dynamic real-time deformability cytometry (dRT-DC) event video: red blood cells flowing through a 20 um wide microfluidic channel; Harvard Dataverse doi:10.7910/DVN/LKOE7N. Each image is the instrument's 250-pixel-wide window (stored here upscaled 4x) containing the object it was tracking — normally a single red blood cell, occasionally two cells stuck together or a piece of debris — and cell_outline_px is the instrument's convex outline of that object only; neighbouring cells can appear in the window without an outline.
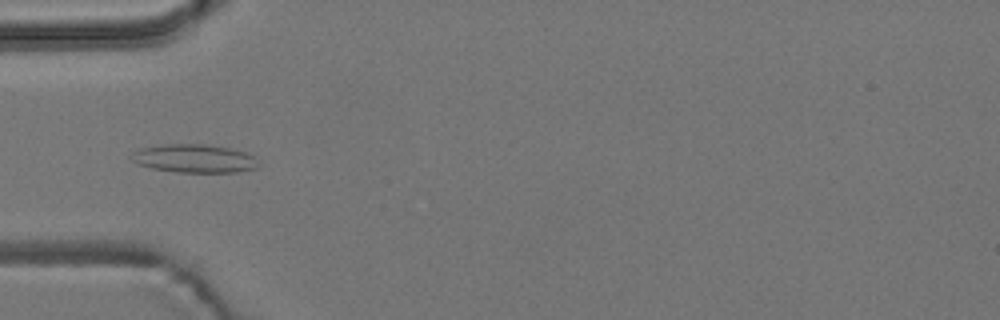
{"species": "common noctule bat (a hibernating species)", "species_latin": "Nyctalus noctula", "temperature_condition": "room temperature", "stored_images_in_passage": 8, "camera_frame_rate_fps": 3000, "um_per_image_px": 0.085, "animal": {"sex": "male", "body_mass_g": 19.2, "forearm_length_mm": 51.8}, "frame": {"image": 1, "passage_image": 3, "time_ms": 3.667, "image_size_px": [1000, 320], "cell_outline_px": [[256, 168], [236, 172], [176, 172], [152, 168], [140, 164], [132, 160], [128, 156], [136, 148], [160, 144], [204, 144], [228, 148], [244, 152], [252, 156]], "centroid_in_image_um": [16.38, 13.46], "position_along_channel_um": 68.6, "area_um2": 20.81}}
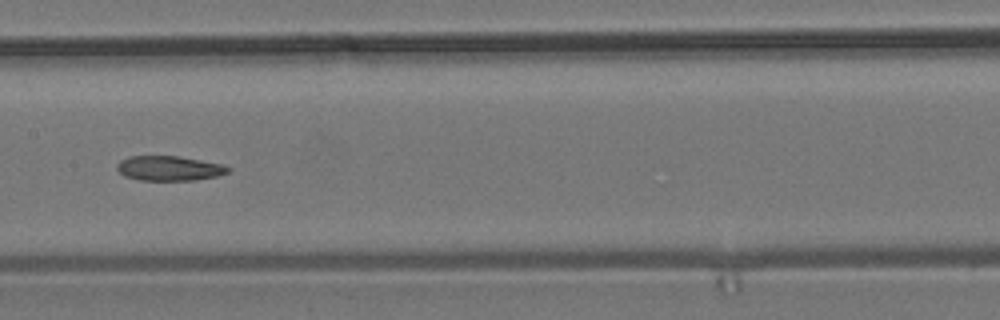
{"frame": {"image": 2, "passage_image": 6, "time_ms": 7.0, "image_size_px": [1000, 320], "cell_outline_px": [[232, 168], [228, 172], [216, 176], [196, 180], [140, 180], [124, 176], [116, 168], [116, 164], [120, 160], [128, 156], [180, 156], [224, 164]], "centroid_in_image_um": [14.39, 14.3], "position_along_channel_um": 193.0, "area_um2": 16.18}}
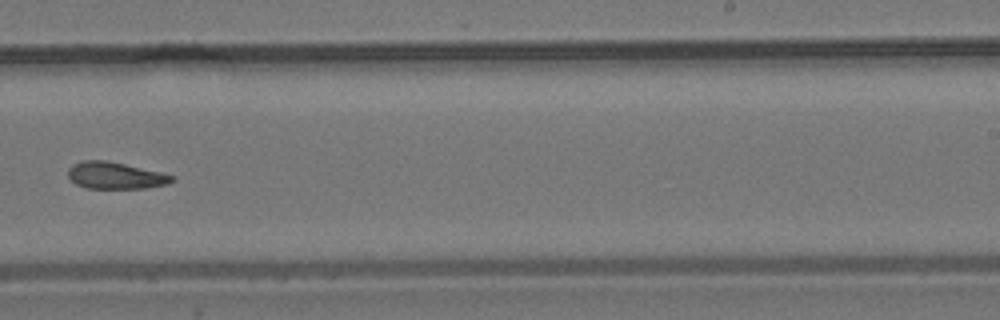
{"frame": {"image": 3, "passage_image": 8, "time_ms": 9.333, "image_size_px": [1000, 320], "cell_outline_px": [[176, 180], [168, 184], [144, 188], [84, 188], [76, 184], [68, 176], [68, 168], [72, 164], [80, 160], [104, 160], [124, 164], [160, 172], [176, 176]], "centroid_in_image_um": [9.8, 14.92], "position_along_channel_um": 279.2, "area_um2": 16.3}}